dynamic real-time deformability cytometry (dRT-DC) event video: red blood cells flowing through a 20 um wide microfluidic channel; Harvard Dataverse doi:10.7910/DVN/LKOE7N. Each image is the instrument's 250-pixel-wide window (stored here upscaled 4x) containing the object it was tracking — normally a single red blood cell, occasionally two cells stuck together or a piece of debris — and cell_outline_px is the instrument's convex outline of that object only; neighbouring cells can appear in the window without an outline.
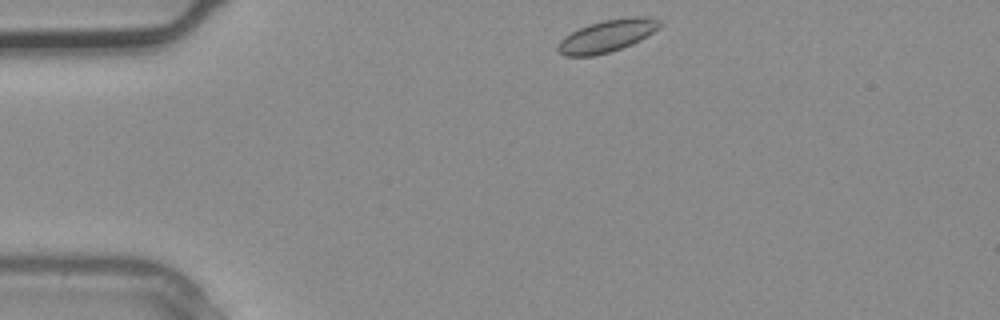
{"species": "common noctule bat (a hibernating species)", "species_latin": "Nyctalus noctula", "temperature_condition": "warm", "stored_images_in_passage": 2, "camera_frame_rate_fps": 3000, "um_per_image_px": 0.085, "animal": {"sex": "male", "body_mass_g": 20.4}, "frame": {"image": 1, "passage_image": 1, "time_ms": 0.0, "image_size_px": [1000, 320], "cell_outline_px": [[664, 24], [640, 40], [632, 44], [596, 56], [564, 56], [556, 48], [560, 40], [564, 36], [588, 24], [604, 20], [632, 16], [648, 16], [660, 20]], "centroid_in_image_um": [51.61, 3.04], "position_along_channel_um": 33.4, "area_um2": 19.13}}
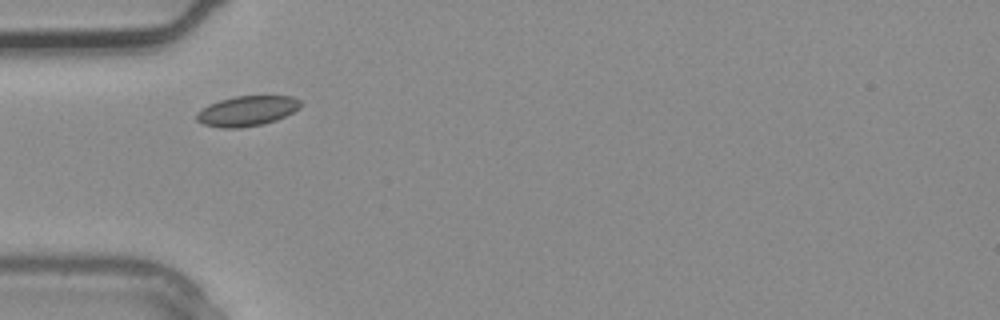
{"frame": {"image": 2, "passage_image": 2, "time_ms": 0.333, "image_size_px": [1000, 320], "cell_outline_px": [[304, 104], [300, 108], [276, 120], [264, 124], [240, 128], [220, 128], [204, 124], [196, 120], [196, 112], [208, 104], [220, 100], [236, 96], [292, 96], [300, 100]], "centroid_in_image_um": [21.0, 9.43], "position_along_channel_um": 64.0, "area_um2": 18.38}}